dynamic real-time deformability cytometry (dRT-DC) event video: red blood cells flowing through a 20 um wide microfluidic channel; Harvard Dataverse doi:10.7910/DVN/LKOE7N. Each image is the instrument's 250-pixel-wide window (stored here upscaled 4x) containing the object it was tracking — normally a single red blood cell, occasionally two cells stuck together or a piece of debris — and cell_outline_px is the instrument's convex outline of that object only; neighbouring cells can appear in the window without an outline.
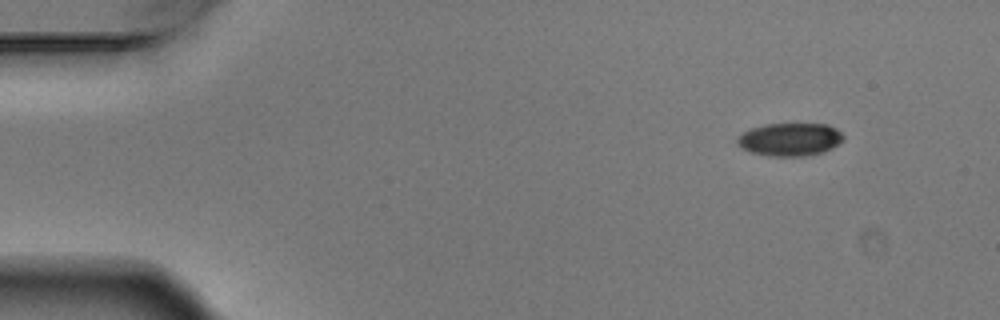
{"species": "Egyptian fruit bat (a non-hibernating species)", "species_latin": "Rousettus aegyptiacus", "temperature_condition": "warm", "stored_images_in_passage": 4, "camera_frame_rate_fps": 3000, "um_per_image_px": 0.085, "animal": {"sex": "male"}, "frame": {"image": 1, "passage_image": 1, "time_ms": 0.0, "image_size_px": [1000, 320], "cell_outline_px": [[844, 140], [832, 148], [820, 152], [804, 156], [768, 156], [752, 152], [740, 148], [736, 144], [736, 140], [744, 132], [752, 128], [764, 124], [828, 124], [836, 128], [844, 136]], "centroid_in_image_um": [67.14, 11.85], "position_along_channel_um": 17.9, "area_um2": 20.35}}
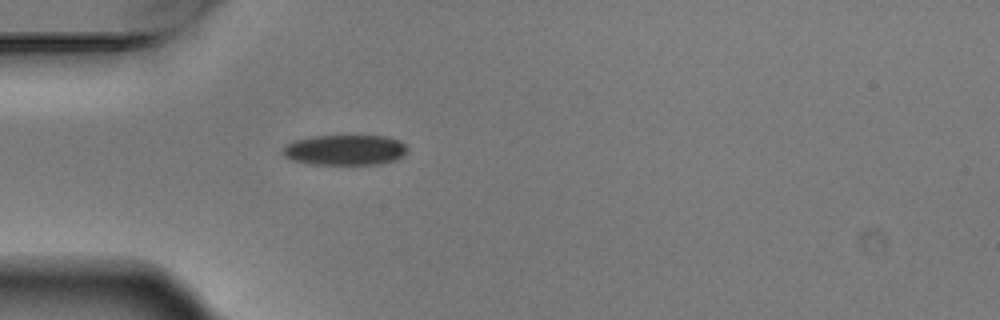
{"frame": {"image": 2, "passage_image": 4, "time_ms": 1.0, "image_size_px": [1000, 320], "cell_outline_px": [[408, 152], [404, 156], [396, 160], [376, 164], [308, 164], [292, 160], [284, 156], [280, 152], [288, 144], [296, 140], [316, 136], [388, 136], [400, 140], [408, 148]], "centroid_in_image_um": [29.37, 12.75], "position_along_channel_um": 55.6, "area_um2": 22.14}}